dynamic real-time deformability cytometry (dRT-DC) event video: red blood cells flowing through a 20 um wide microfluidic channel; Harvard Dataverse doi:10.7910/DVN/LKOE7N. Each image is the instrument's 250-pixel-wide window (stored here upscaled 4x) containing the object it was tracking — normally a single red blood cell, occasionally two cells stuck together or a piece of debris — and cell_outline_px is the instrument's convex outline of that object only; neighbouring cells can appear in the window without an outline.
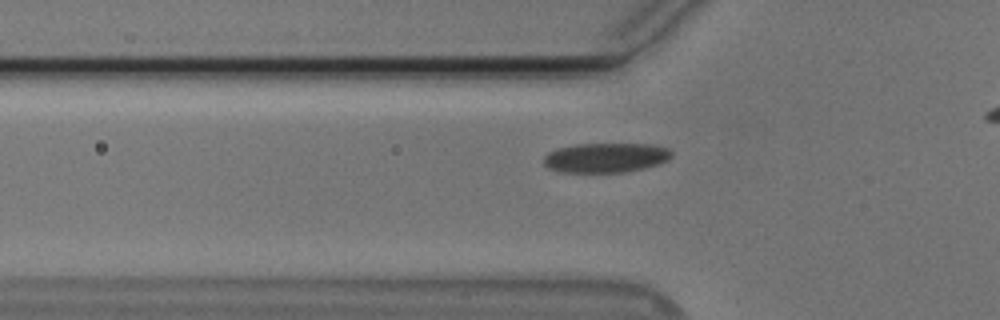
{"species": "Egyptian fruit bat (a non-hibernating species)", "species_latin": "Rousettus aegyptiacus", "temperature_condition": "cold", "stored_images_in_passage": 32, "camera_frame_rate_fps": 3000, "um_per_image_px": 0.085, "animal": {"sex": "male"}, "frame": {"image": 1, "passage_image": 2, "time_ms": 0.333, "image_size_px": [1000, 320], "cell_outline_px": [[672, 156], [668, 160], [644, 168], [624, 172], [564, 172], [548, 168], [544, 164], [544, 156], [548, 152], [560, 148], [576, 144], [652, 144], [668, 148], [672, 152]], "centroid_in_image_um": [51.5, 13.4], "position_along_channel_um": 74.3, "area_um2": 21.96}}
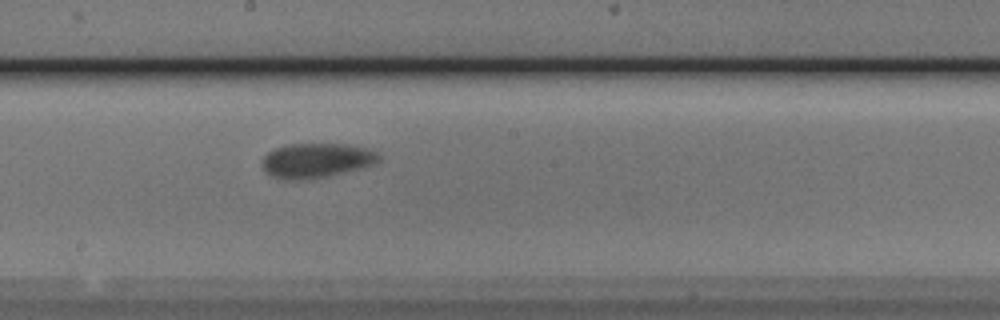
{"frame": {"image": 2, "passage_image": 14, "time_ms": 4.333, "image_size_px": [1000, 320], "cell_outline_px": [[380, 160], [376, 164], [328, 176], [296, 180], [272, 176], [264, 168], [264, 156], [268, 152], [276, 148], [288, 144], [348, 144], [368, 148], [380, 152]], "centroid_in_image_um": [26.98, 13.61], "position_along_channel_um": 221.2, "area_um2": 23.29}}
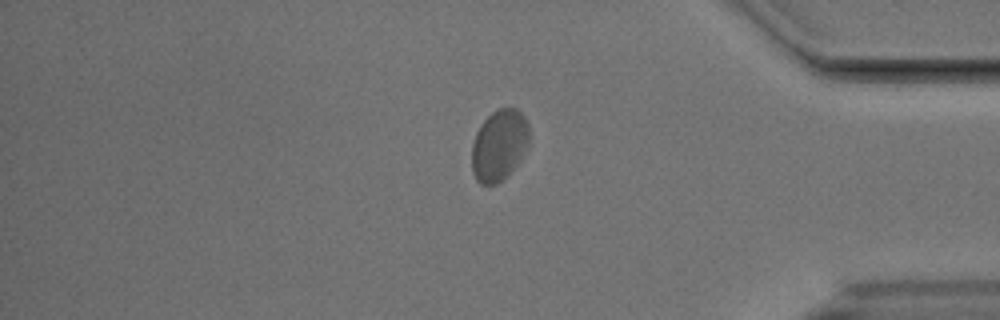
{"frame": {"image": 3, "passage_image": 30, "time_ms": 9.667, "image_size_px": [1000, 320], "cell_outline_px": [[528, 144], [520, 160], [508, 176], [496, 184], [480, 184], [476, 180], [472, 172], [472, 144], [476, 132], [480, 124], [496, 108], [516, 108], [524, 116], [528, 124]], "centroid_in_image_um": [42.41, 12.35], "position_along_channel_um": 392.8, "area_um2": 23.93}, "authors_computed_cell_mechanics": {"area_um2": 23.3512, "velocity_mm_per_s": 3.6738, "shape_relaxation_time_tau1_ms": 8.717, "shape_relaxation_time_tau2_ms": null, "deformation_change_tau1": 0.1273, "deformation_change_tau2": null}}